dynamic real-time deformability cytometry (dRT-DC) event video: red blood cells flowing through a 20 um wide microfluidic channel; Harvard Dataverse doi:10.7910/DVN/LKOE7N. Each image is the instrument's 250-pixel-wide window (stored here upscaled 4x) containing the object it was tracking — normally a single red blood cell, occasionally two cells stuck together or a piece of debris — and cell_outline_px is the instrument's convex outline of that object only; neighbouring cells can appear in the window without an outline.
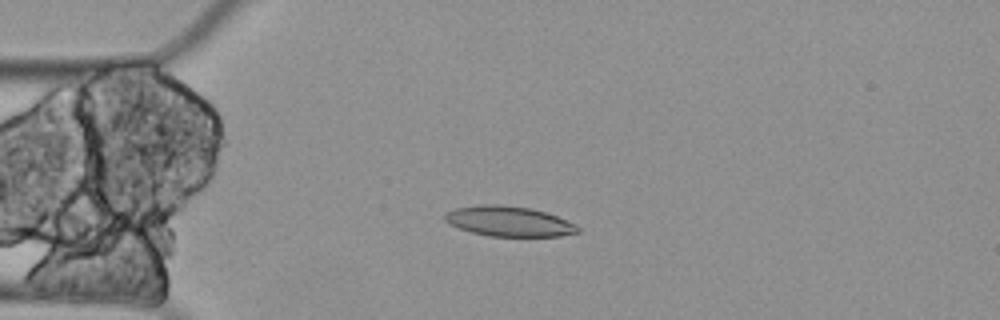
{"species": "Egyptian fruit bat (a non-hibernating species)", "species_latin": "Rousettus aegyptiacus", "temperature_condition": "cold", "stored_images_in_passage": 5, "camera_frame_rate_fps": 3000, "um_per_image_px": 0.085, "animal": {"sex": "female"}, "frame": {"image": 1, "passage_image": 4, "time_ms": 1.0, "image_size_px": [1000, 320], "cell_outline_px": [[580, 232], [560, 236], [488, 236], [472, 232], [448, 224], [444, 220], [444, 212], [456, 208], [476, 204], [500, 204], [528, 208], [544, 212], [556, 216], [580, 228]], "centroid_in_image_um": [43.18, 18.8], "position_along_channel_um": 41.8, "area_um2": 23.24}}